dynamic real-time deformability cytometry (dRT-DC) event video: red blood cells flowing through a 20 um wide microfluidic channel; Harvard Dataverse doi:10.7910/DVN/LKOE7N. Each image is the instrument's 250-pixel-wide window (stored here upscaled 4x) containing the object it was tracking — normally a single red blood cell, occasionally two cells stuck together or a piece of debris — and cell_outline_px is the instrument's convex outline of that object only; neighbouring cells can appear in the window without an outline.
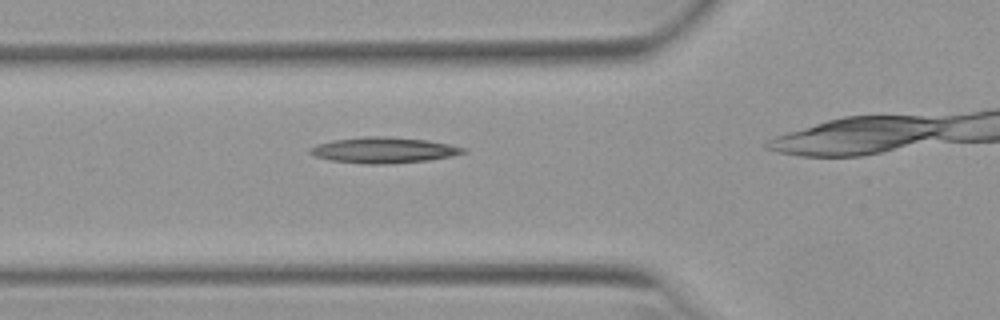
{"species": "Egyptian fruit bat (a non-hibernating species)", "species_latin": "Rousettus aegyptiacus", "temperature_condition": "warm", "stored_images_in_passage": 35, "camera_frame_rate_fps": 3000, "um_per_image_px": 0.085, "animal": {"sex": "female"}, "frame": {"image": 1, "passage_image": 12, "time_ms": 3.667, "image_size_px": [1000, 320], "cell_outline_px": [[468, 152], [452, 156], [428, 160], [388, 164], [364, 164], [332, 160], [316, 156], [308, 152], [308, 148], [316, 144], [332, 140], [364, 136], [388, 136], [428, 140], [468, 148]], "centroid_in_image_um": [32.63, 12.75], "position_along_channel_um": 93.2, "area_um2": 23.24}}
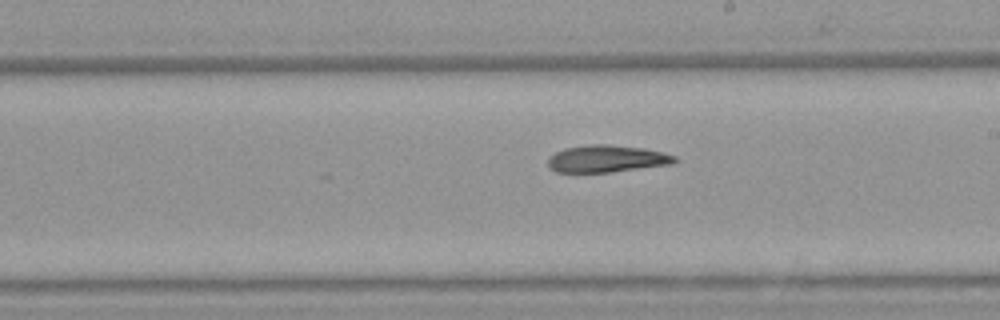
{"frame": {"image": 2, "passage_image": 23, "time_ms": 7.333, "image_size_px": [1000, 320], "cell_outline_px": [[680, 160], [672, 164], [612, 172], [556, 172], [548, 168], [548, 160], [556, 152], [564, 148], [588, 144], [608, 144], [644, 148], [664, 152], [676, 156]], "centroid_in_image_um": [51.61, 13.49], "position_along_channel_um": 237.4, "area_um2": 20.23}}
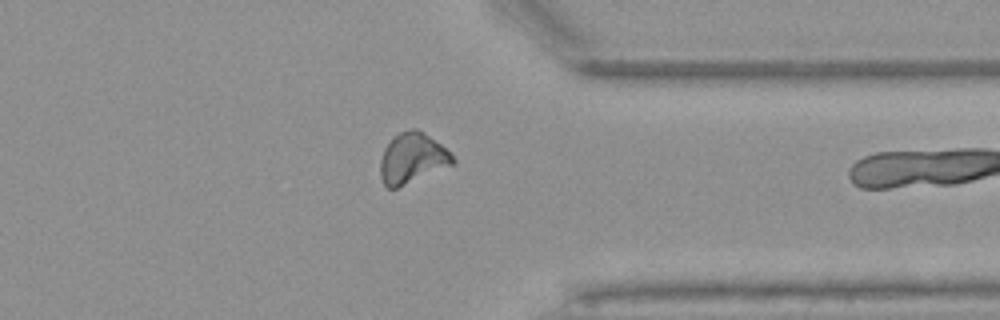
{"frame": {"image": 3, "passage_image": 34, "time_ms": 11.0, "image_size_px": [1000, 320], "cell_outline_px": [[456, 164], [396, 188], [388, 188], [384, 184], [380, 176], [380, 160], [384, 148], [392, 136], [400, 132], [412, 128], [416, 128], [424, 132], [440, 144], [456, 160]], "centroid_in_image_um": [35.03, 13.44], "position_along_channel_um": 376.4, "area_um2": 21.33}}